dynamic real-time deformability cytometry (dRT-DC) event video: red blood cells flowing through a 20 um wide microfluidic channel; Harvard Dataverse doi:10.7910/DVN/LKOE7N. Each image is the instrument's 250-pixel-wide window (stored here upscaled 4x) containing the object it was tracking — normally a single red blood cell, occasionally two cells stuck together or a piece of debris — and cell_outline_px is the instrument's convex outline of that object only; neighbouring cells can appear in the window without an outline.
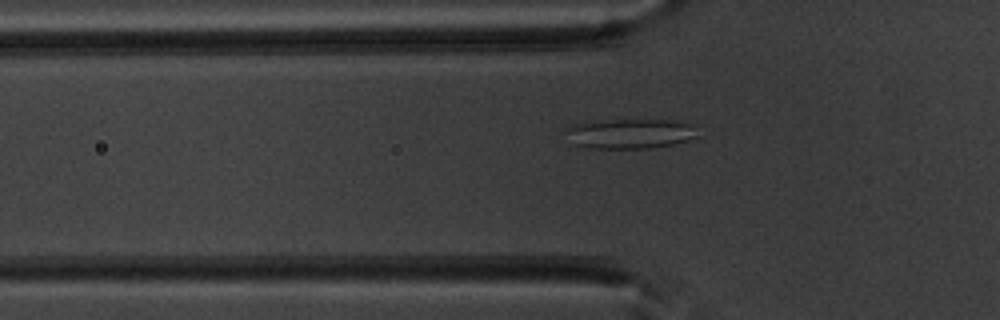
{"species": "common noctule bat (a hibernating species)", "species_latin": "Nyctalus noctula", "temperature_condition": "warm", "stored_images_in_passage": 52, "camera_frame_rate_fps": 3000, "um_per_image_px": 0.085, "animal": {"sex": "male", "body_mass_g": 20.1, "forearm_length_mm": 53.5}, "frame": {"image": 1, "passage_image": 18, "time_ms": 5.667, "image_size_px": [1000, 320], "cell_outline_px": [[696, 136], [688, 140], [672, 144], [648, 148], [588, 148], [576, 144], [564, 132], [564, 128], [576, 124], [612, 120], [676, 120], [692, 124]], "centroid_in_image_um": [53.55, 11.36], "position_along_channel_um": 72.2, "area_um2": 22.48}}
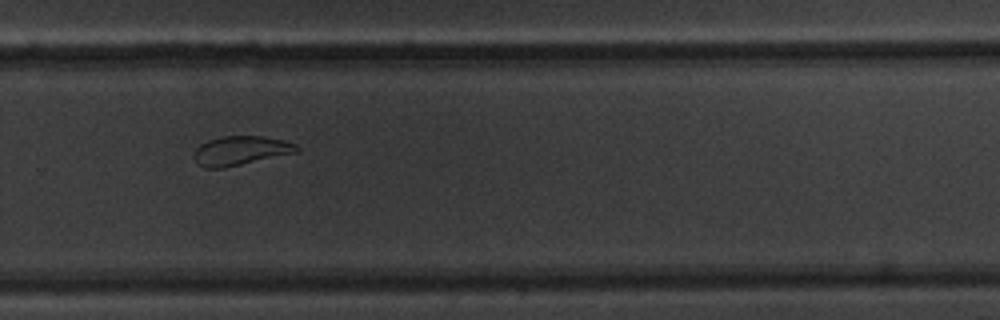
{"frame": {"image": 2, "passage_image": 36, "time_ms": 11.667, "image_size_px": [1000, 320], "cell_outline_px": [[300, 152], [224, 168], [204, 168], [192, 156], [196, 148], [200, 144], [208, 140], [224, 136], [264, 136], [296, 144], [300, 148]], "centroid_in_image_um": [20.47, 12.81], "position_along_channel_um": 309.3, "area_um2": 17.51}}
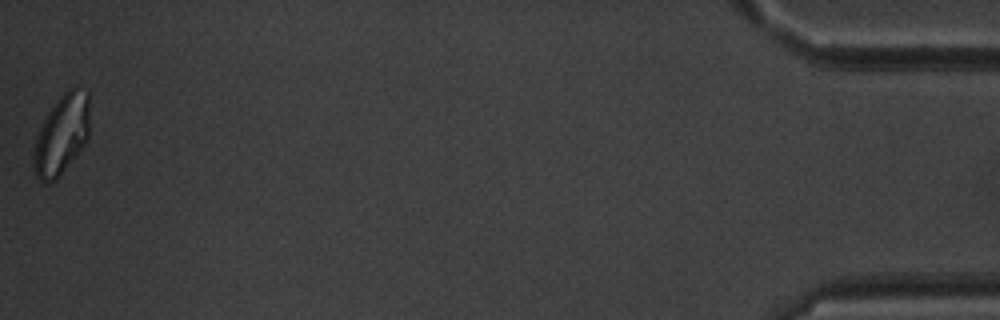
{"frame": {"image": 3, "passage_image": 52, "time_ms": 17.0, "image_size_px": [1000, 320], "cell_outline_px": [[88, 140], [56, 180], [52, 184], [44, 184], [36, 176], [32, 164], [32, 152], [40, 128], [44, 120], [60, 96], [68, 88], [72, 88], [88, 92]], "centroid_in_image_um": [5.21, 11.52], "position_along_channel_um": 430.0, "area_um2": 25.78}, "authors_computed_cell_mechanics": {"area_um2": 23.0911, "velocity_mm_per_s": 3.948, "shape_relaxation_time_tau1_ms": 5.8955, "shape_relaxation_time_tau2_ms": 1.7726, "deformation_change_tau1": 0.1458, "deformation_change_tau2": 0.0874}}